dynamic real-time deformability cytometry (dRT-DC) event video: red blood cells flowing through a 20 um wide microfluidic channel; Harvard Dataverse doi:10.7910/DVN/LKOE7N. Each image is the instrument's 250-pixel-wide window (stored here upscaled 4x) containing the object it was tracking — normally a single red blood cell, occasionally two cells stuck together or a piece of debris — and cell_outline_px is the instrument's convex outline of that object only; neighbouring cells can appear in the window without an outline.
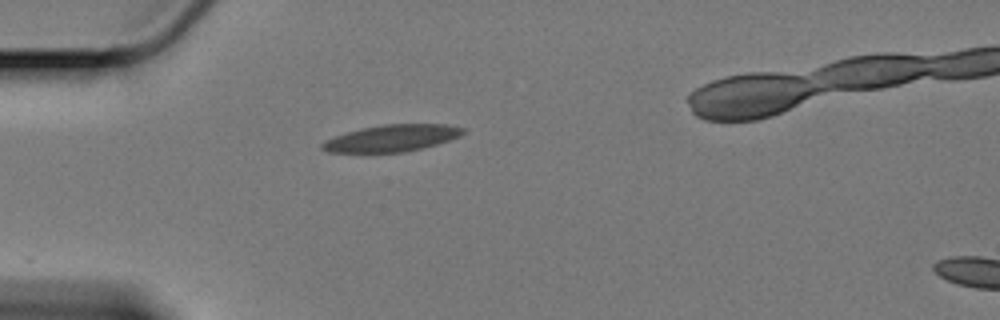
{"species": "Egyptian fruit bat (a non-hibernating species)", "species_latin": "Rousettus aegyptiacus", "temperature_condition": "cold", "stored_images_in_passage": 40, "camera_frame_rate_fps": 3000, "um_per_image_px": 0.085, "animal": {"sex": "female"}, "frame": {"image": 1, "passage_image": 1, "time_ms": 0.0, "image_size_px": [1000, 320], "cell_outline_px": [[468, 128], [460, 136], [436, 144], [404, 152], [328, 152], [320, 148], [320, 144], [324, 140], [360, 128], [384, 124], [448, 124]], "centroid_in_image_um": [33.31, 11.73], "position_along_channel_um": 51.7, "area_um2": 21.91}}
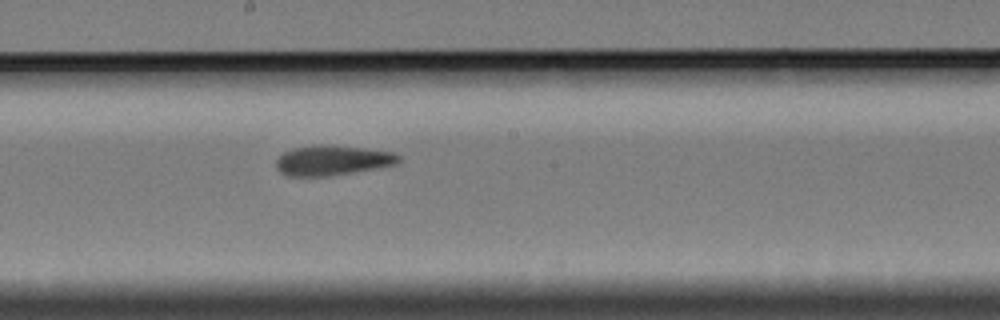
{"frame": {"image": 2, "passage_image": 17, "time_ms": 5.333, "image_size_px": [1000, 320], "cell_outline_px": [[400, 160], [396, 164], [380, 168], [328, 176], [288, 176], [280, 172], [276, 168], [276, 160], [284, 152], [292, 148], [320, 144], [364, 148], [392, 152], [400, 156]], "centroid_in_image_um": [28.25, 13.63], "position_along_channel_um": 220.0, "area_um2": 21.44}}
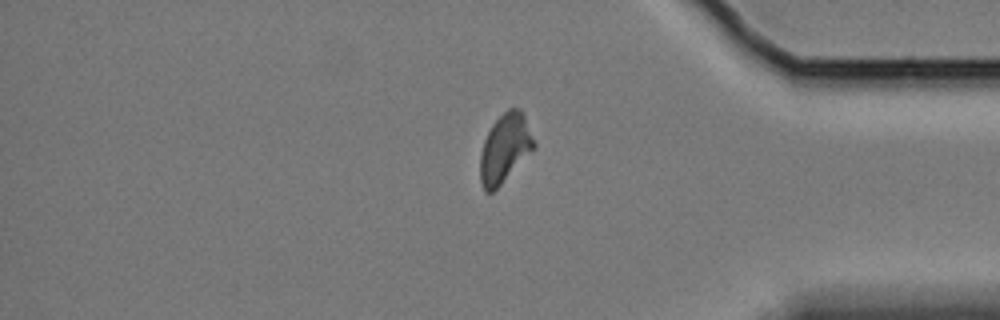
{"frame": {"image": 3, "passage_image": 34, "time_ms": 11.0, "image_size_px": [1000, 320], "cell_outline_px": [[536, 148], [492, 192], [484, 192], [480, 180], [480, 156], [484, 140], [492, 124], [508, 108], [520, 108], [524, 112], [536, 144]], "centroid_in_image_um": [42.94, 12.58], "position_along_channel_um": 392.3, "area_um2": 21.56}}